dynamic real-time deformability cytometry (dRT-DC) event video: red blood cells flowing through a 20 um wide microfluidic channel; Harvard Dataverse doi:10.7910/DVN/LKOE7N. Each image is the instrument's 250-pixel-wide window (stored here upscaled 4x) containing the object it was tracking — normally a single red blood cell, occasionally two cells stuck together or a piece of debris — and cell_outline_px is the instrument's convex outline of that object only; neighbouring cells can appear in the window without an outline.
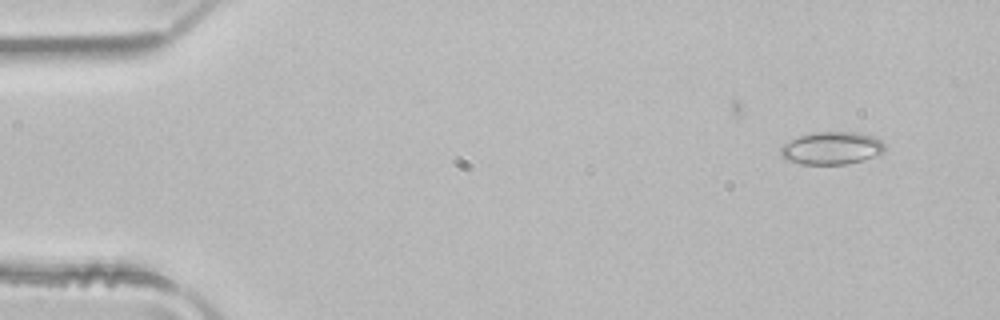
{"species": "common noctule bat (a hibernating species)", "species_latin": "Nyctalus noctula", "temperature_condition": "room temperature", "stored_images_in_passage": 3, "camera_frame_rate_fps": 3000, "um_per_image_px": 0.085, "animal": {"sex": "male", "body_mass_g": 21.5, "forearm_length_mm": 52.0}, "frame": {"image": 1, "passage_image": 3, "time_ms": 0.667, "image_size_px": [1000, 320], "cell_outline_px": [[884, 152], [880, 156], [844, 164], [804, 164], [788, 160], [780, 156], [780, 148], [788, 140], [812, 132], [856, 132], [872, 136], [880, 140], [884, 144]], "centroid_in_image_um": [70.7, 12.59], "position_along_channel_um": 14.3, "area_um2": 19.88}}